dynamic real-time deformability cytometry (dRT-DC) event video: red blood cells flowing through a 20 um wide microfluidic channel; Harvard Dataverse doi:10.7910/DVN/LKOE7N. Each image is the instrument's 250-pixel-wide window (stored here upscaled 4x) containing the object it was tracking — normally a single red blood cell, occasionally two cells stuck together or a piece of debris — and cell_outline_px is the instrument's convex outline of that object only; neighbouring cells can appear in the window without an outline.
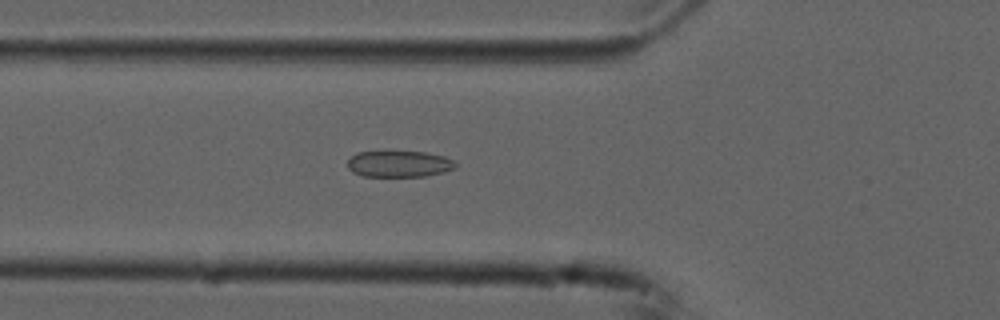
{"species": "common noctule bat (a hibernating species)", "species_latin": "Nyctalus noctula", "temperature_condition": "cold", "stored_images_in_passage": 50, "camera_frame_rate_fps": 3000, "um_per_image_px": 0.085, "animal": {"sex": "male", "forearm_length_mm": 52.5}, "frame": {"image": 1, "passage_image": 19, "time_ms": 6.0, "image_size_px": [1000, 320], "cell_outline_px": [[456, 168], [444, 172], [428, 176], [364, 176], [352, 172], [348, 168], [348, 160], [356, 152], [384, 148], [424, 152], [444, 156], [452, 160], [456, 164]], "centroid_in_image_um": [33.88, 13.88], "position_along_channel_um": 91.9, "area_um2": 17.46}}
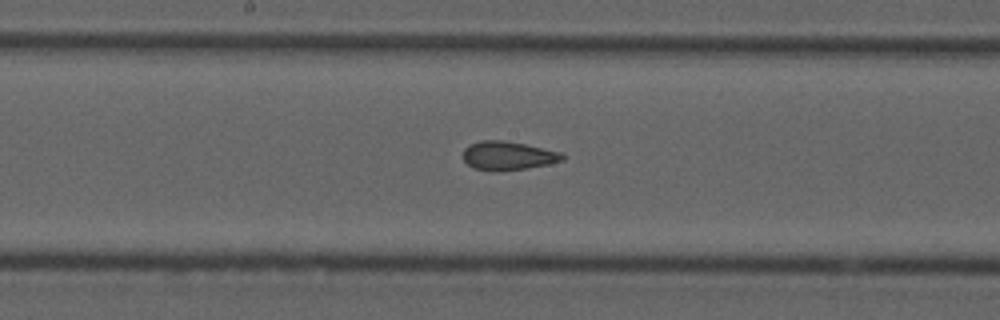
{"frame": {"image": 2, "passage_image": 28, "time_ms": 9.0, "image_size_px": [1000, 320], "cell_outline_px": [[564, 160], [548, 164], [528, 168], [496, 172], [492, 172], [472, 168], [464, 160], [464, 148], [480, 140], [504, 140], [564, 152]], "centroid_in_image_um": [43.19, 13.25], "position_along_channel_um": 205.0, "area_um2": 16.82}}
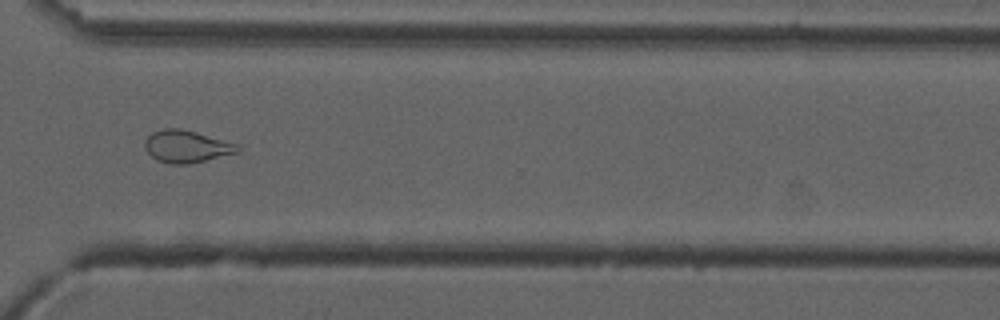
{"frame": {"image": 3, "passage_image": 40, "time_ms": 13.0, "image_size_px": [1000, 320], "cell_outline_px": [[240, 148], [236, 152], [188, 164], [172, 164], [156, 160], [144, 148], [144, 144], [148, 136], [152, 132], [164, 128], [180, 128], [196, 132], [240, 144]], "centroid_in_image_um": [15.83, 12.43], "position_along_channel_um": 354.8, "area_um2": 17.28}, "authors_computed_cell_mechanics": {"area_um2": 16.762, "velocity_mm_per_s": 3.7558, "shape_relaxation_time_tau1_ms": null, "shape_relaxation_time_tau2_ms": 1.6383, "deformation_change_tau1": null, "deformation_change_tau2": 0.0768}}